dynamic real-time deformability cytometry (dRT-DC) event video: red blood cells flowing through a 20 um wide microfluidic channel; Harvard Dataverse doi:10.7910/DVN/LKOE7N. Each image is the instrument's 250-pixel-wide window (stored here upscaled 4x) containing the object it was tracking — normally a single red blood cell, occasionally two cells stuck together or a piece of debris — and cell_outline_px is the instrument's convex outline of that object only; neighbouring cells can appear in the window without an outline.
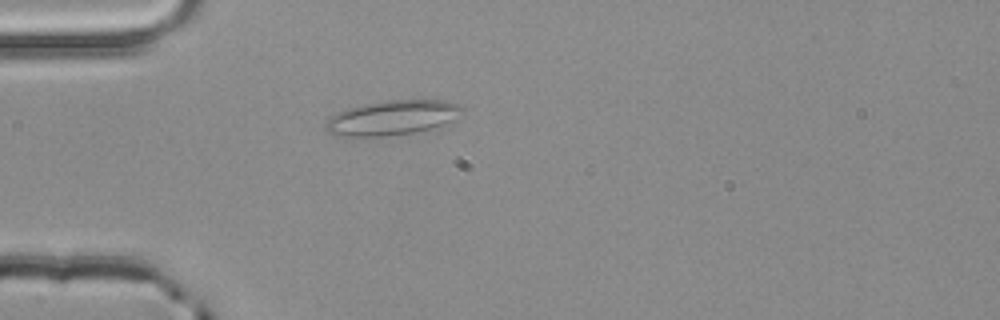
{"species": "common noctule bat (a hibernating species)", "species_latin": "Nyctalus noctula", "temperature_condition": "room temperature", "stored_images_in_passage": 1, "camera_frame_rate_fps": 3000, "um_per_image_px": 0.085, "animal": {"sex": "male", "body_mass_g": 20.4}, "frame": {"image": 1, "passage_image": 1, "time_ms": 0.0, "image_size_px": [1000, 320], "cell_outline_px": [[464, 112], [456, 120], [448, 124], [416, 132], [384, 136], [336, 136], [324, 132], [324, 124], [328, 116], [336, 112], [348, 108], [364, 104], [388, 100], [444, 100], [460, 104], [464, 108]], "centroid_in_image_um": [33.34, 10.01], "position_along_channel_um": 51.7, "area_um2": 28.26}}